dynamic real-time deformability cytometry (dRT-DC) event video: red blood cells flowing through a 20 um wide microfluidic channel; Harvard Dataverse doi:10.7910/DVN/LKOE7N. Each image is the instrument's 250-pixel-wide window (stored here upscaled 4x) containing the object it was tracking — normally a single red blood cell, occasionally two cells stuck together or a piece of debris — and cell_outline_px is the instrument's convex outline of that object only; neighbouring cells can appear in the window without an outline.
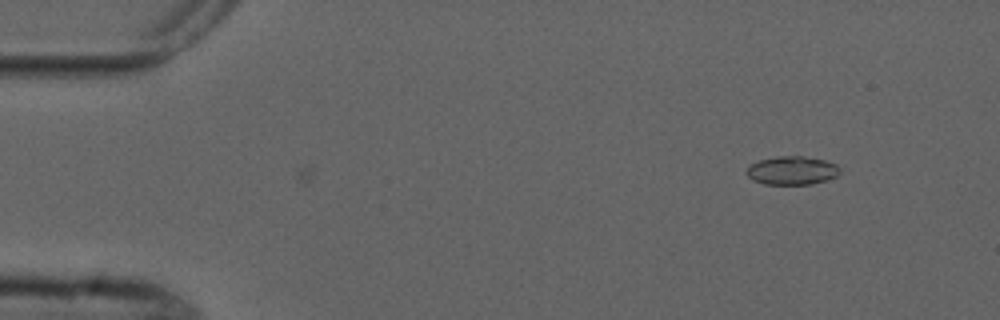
{"species": "common noctule bat (a hibernating species)", "species_latin": "Nyctalus noctula", "temperature_condition": "cold", "stored_images_in_passage": 3, "camera_frame_rate_fps": 3000, "um_per_image_px": 0.085, "animal": {"sex": "male", "forearm_length_mm": 52.5}, "frame": {"image": 1, "passage_image": 3, "time_ms": 3.0, "image_size_px": [1000, 320], "cell_outline_px": [[840, 172], [836, 176], [828, 180], [812, 184], [764, 184], [752, 180], [744, 172], [752, 164], [760, 160], [776, 156], [800, 156], [824, 160], [836, 164], [840, 168]], "centroid_in_image_um": [67.32, 14.5], "position_along_channel_um": 17.7, "area_um2": 15.49}}